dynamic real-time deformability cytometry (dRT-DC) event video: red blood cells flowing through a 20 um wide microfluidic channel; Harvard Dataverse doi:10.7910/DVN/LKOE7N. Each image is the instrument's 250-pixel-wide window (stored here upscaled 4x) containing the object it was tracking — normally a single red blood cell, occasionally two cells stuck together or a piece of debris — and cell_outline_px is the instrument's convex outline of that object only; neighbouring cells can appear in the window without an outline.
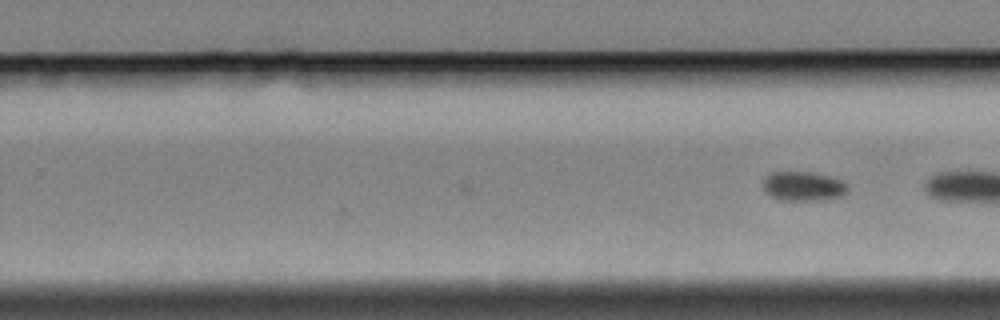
{"species": "Egyptian fruit bat (a non-hibernating species)", "species_latin": "Rousettus aegyptiacus", "temperature_condition": "cold", "stored_images_in_passage": 16, "camera_frame_rate_fps": 3000, "um_per_image_px": 0.085, "animal": {"sex": "female"}, "frame": {"image": 1, "passage_image": 16, "time_ms": 5.0, "image_size_px": [1000, 320], "cell_outline_px": [[848, 188], [840, 196], [824, 200], [780, 200], [768, 196], [764, 192], [764, 176], [772, 172], [812, 172], [828, 176], [840, 180]], "centroid_in_image_um": [68.2, 15.83], "position_along_channel_um": 261.6, "area_um2": 14.39}}